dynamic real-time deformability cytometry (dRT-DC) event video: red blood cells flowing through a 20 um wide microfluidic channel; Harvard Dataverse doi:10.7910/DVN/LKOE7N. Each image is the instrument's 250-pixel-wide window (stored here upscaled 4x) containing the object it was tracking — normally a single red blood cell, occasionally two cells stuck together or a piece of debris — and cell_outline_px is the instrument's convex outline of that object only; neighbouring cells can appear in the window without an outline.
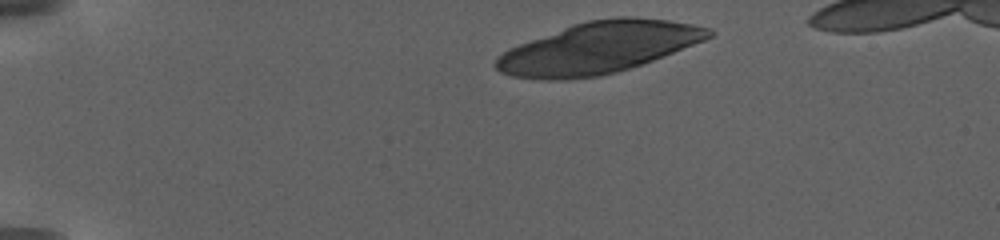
{"species": "human", "species_latin": "Homo sapiens", "temperature_condition": "warm", "stored_images_in_passage": 8, "camera_frame_rate_fps": 3000, "um_per_image_px": 0.085, "donor": {"sex": "female"}, "frame": {"image": 1, "passage_image": 1, "time_ms": 0.0, "image_size_px": [1000, 240], "cell_outline_px": [[716, 32], [712, 36], [704, 40], [652, 60], [616, 72], [600, 76], [568, 80], [548, 80], [512, 76], [500, 72], [492, 64], [496, 56], [508, 48], [572, 24], [588, 20], [620, 16], [632, 16], [668, 20], [692, 24], [712, 28]], "centroid_in_image_um": [50.84, 4.05], "position_along_channel_um": 34.2, "area_um2": 63.81}}